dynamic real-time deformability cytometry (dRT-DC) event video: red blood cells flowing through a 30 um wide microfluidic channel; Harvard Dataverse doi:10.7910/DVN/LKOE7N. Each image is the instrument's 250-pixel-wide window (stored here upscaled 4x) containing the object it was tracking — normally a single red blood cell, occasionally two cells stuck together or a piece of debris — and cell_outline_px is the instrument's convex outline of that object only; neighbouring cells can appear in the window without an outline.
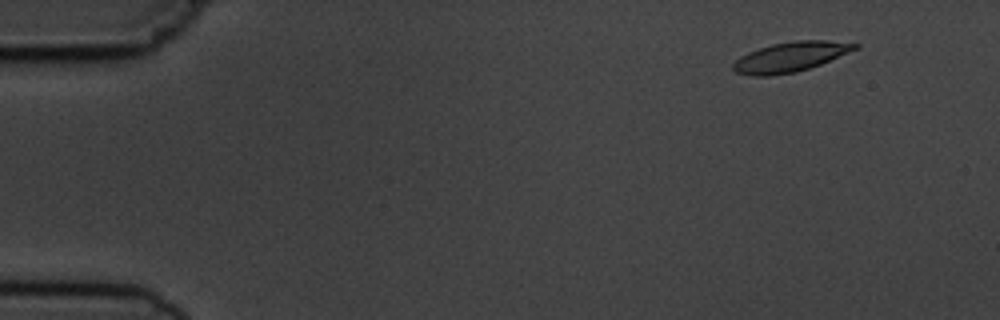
{"species": "common noctule bat (a hibernating species)", "species_latin": "Nyctalus noctula", "temperature_condition": "cold", "stored_images_in_passage": 4, "camera_frame_rate_fps": 3000, "um_per_image_px": 0.085, "animal": {"sex": "male", "body_mass_g": 19.5, "forearm_length_mm": 54.6}, "frame": {"image": 1, "passage_image": 1, "time_ms": 0.0, "image_size_px": [1000, 320], "cell_outline_px": [[860, 48], [820, 64], [796, 72], [768, 76], [752, 76], [736, 72], [732, 68], [732, 64], [740, 56], [748, 52], [772, 44], [796, 40], [856, 40], [860, 44]], "centroid_in_image_um": [67.28, 4.81], "position_along_channel_um": 17.7, "area_um2": 21.56}}
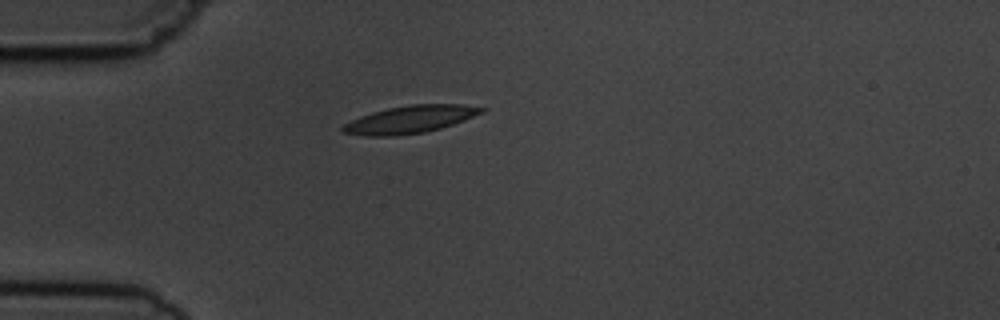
{"frame": {"image": 2, "passage_image": 4, "time_ms": 3.333, "image_size_px": [1000, 320], "cell_outline_px": [[488, 108], [484, 112], [464, 120], [440, 128], [424, 132], [396, 136], [364, 136], [344, 132], [340, 128], [344, 124], [360, 116], [372, 112], [388, 108], [408, 104], [460, 104]], "centroid_in_image_um": [34.86, 10.14], "position_along_channel_um": 50.1, "area_um2": 22.2}}